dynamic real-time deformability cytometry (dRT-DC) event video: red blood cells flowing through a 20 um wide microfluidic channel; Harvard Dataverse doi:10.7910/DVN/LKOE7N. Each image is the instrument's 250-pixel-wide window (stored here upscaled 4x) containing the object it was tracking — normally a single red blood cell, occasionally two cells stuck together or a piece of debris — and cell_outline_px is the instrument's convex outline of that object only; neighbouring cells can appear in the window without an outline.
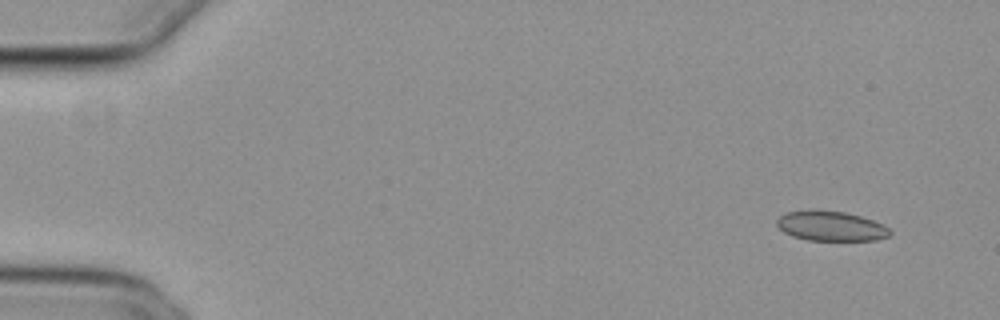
{"species": "common noctule bat (a hibernating species)", "species_latin": "Nyctalus noctula", "temperature_condition": "cold", "stored_images_in_passage": 51, "camera_frame_rate_fps": 3000, "um_per_image_px": 0.085, "animal": {"sex": "female", "body_mass_g": 29.2, "forearm_length_mm": 56.3}, "frame": {"image": 1, "passage_image": 1, "time_ms": 0.0, "image_size_px": [1000, 320], "cell_outline_px": [[892, 232], [888, 236], [876, 240], [808, 240], [792, 236], [784, 232], [776, 224], [776, 220], [780, 216], [788, 212], [808, 208], [816, 208], [844, 212], [860, 216], [884, 224]], "centroid_in_image_um": [70.6, 19.19], "position_along_channel_um": 14.4, "area_um2": 19.94}}
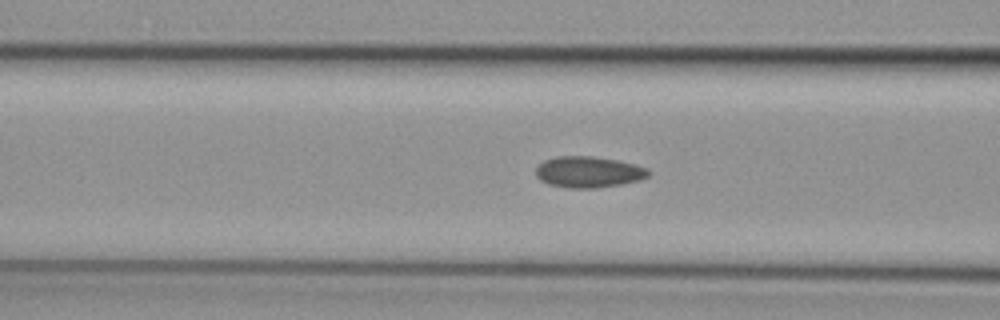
{"frame": {"image": 2, "passage_image": 19, "time_ms": 6.0, "image_size_px": [1000, 320], "cell_outline_px": [[652, 172], [648, 176], [640, 180], [620, 184], [596, 188], [568, 188], [548, 184], [540, 180], [536, 176], [536, 168], [544, 160], [556, 156], [592, 156], [616, 160], [648, 168]], "centroid_in_image_um": [50.01, 14.62], "position_along_channel_um": 116.6, "area_um2": 20.46}}
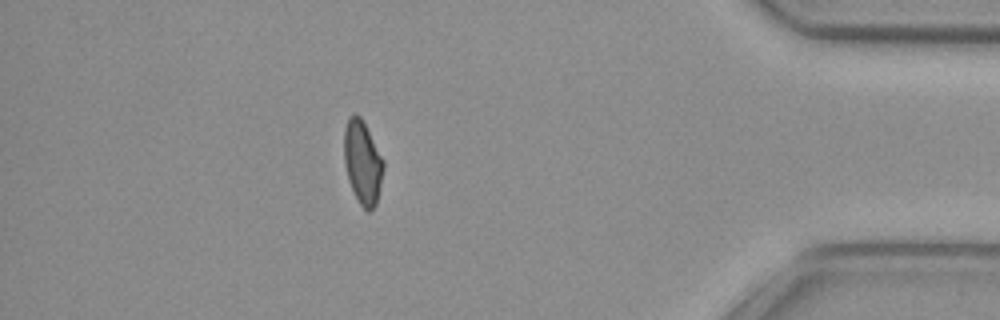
{"frame": {"image": 3, "passage_image": 45, "time_ms": 14.667, "image_size_px": [1000, 320], "cell_outline_px": [[384, 168], [376, 204], [368, 212], [360, 204], [348, 180], [344, 164], [344, 128], [348, 116], [356, 112], [360, 116], [384, 160]], "centroid_in_image_um": [30.8, 13.76], "position_along_channel_um": 404.4, "area_um2": 19.07}, "authors_computed_cell_mechanics": {"area_um2": 19.8254, "velocity_mm_per_s": 3.8291, "shape_relaxation_time_tau1_ms": null, "shape_relaxation_time_tau2_ms": 3.6924, "deformation_change_tau1": null, "deformation_change_tau2": 0.0871}}